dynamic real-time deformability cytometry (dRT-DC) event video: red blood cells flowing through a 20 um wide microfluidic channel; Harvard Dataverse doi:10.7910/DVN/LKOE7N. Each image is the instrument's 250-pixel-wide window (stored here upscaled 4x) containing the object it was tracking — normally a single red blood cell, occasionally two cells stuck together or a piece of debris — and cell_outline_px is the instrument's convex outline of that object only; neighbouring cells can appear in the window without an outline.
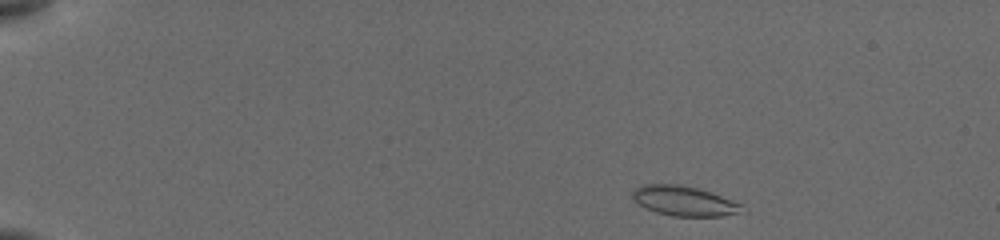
{"species": "common noctule bat (a hibernating species)", "species_latin": "Nyctalus noctula", "temperature_condition": "cold", "stored_images_in_passage": 38, "camera_frame_rate_fps": 3000, "um_per_image_px": 0.085, "animal": {"sex": "female", "body_mass_g": 19.5, "forearm_length_mm": 54.1}, "frame": {"image": 1, "passage_image": 1, "time_ms": 0.0, "image_size_px": [1000, 240], "cell_outline_px": [[748, 212], [720, 216], [672, 216], [656, 212], [632, 200], [632, 192], [636, 188], [644, 184], [680, 184], [696, 188], [744, 204]], "centroid_in_image_um": [58.21, 17.09], "position_along_channel_um": 26.8, "area_um2": 19.07}}
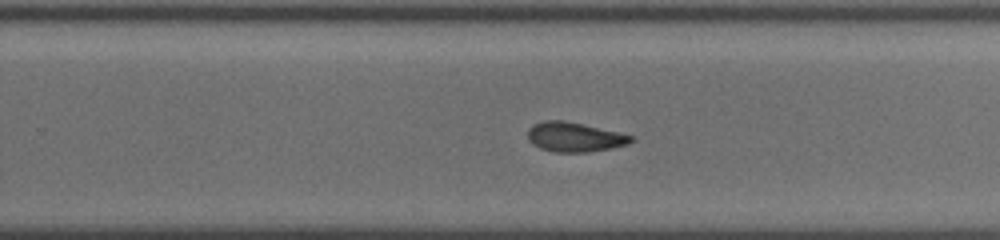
{"frame": {"image": 2, "passage_image": 26, "time_ms": 9.333, "image_size_px": [1000, 240], "cell_outline_px": [[636, 140], [628, 144], [612, 148], [584, 152], [556, 152], [540, 148], [532, 144], [528, 140], [528, 128], [532, 124], [544, 120], [564, 120], [620, 132], [632, 136]], "centroid_in_image_um": [48.83, 11.64], "position_along_channel_um": 281.0, "area_um2": 17.92}}
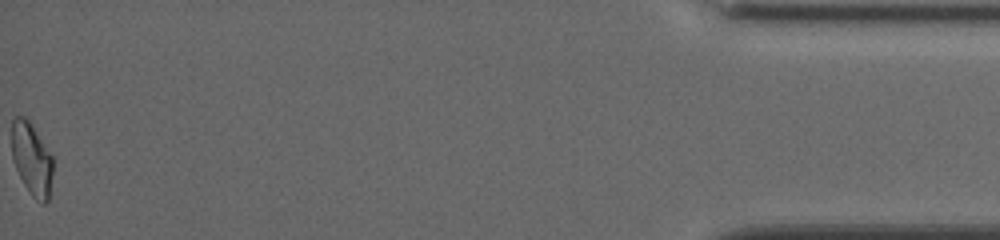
{"frame": {"image": 3, "passage_image": 38, "time_ms": 15.333, "image_size_px": [1000, 240], "cell_outline_px": [[52, 176], [48, 200], [44, 204], [40, 204], [32, 196], [24, 184], [12, 160], [12, 120], [16, 116], [24, 116], [28, 120], [52, 156]], "centroid_in_image_um": [2.69, 13.54], "position_along_channel_um": 432.5, "area_um2": 17.17}, "authors_computed_cell_mechanics": {"area_um2": 18.207, "velocity_mm_per_s": 3.876, "shape_relaxation_time_tau1_ms": 5.3261, "shape_relaxation_time_tau2_ms": 4.5088, "deformation_change_tau1": 0.1588, "deformation_change_tau2": 0.0989}}